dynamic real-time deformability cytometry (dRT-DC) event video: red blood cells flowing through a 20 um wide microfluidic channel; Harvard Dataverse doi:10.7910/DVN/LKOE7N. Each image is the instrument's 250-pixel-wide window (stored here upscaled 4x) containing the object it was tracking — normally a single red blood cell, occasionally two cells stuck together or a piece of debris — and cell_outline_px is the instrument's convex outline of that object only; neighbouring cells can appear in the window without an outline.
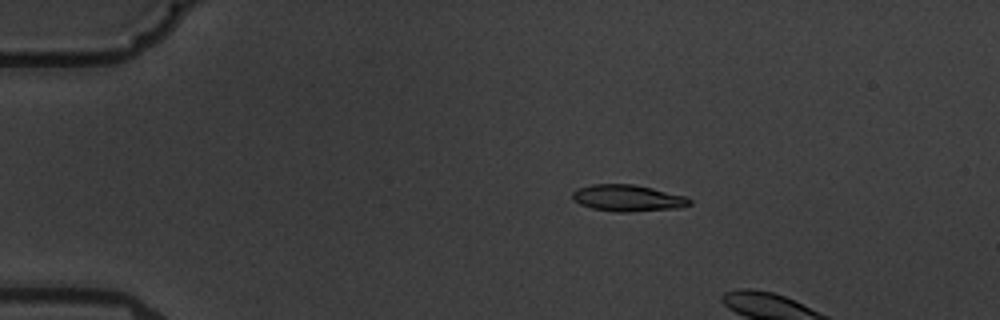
{"species": "common noctule bat (a hibernating species)", "species_latin": "Nyctalus noctula", "temperature_condition": "warm", "stored_images_in_passage": 2, "camera_frame_rate_fps": 3000, "um_per_image_px": 0.085, "animal": {"sex": "male", "body_mass_g": 19.5, "forearm_length_mm": 54.6}, "frame": {"image": 1, "passage_image": 1, "time_ms": 0.0, "image_size_px": [1000, 320], "cell_outline_px": [[692, 204], [680, 208], [628, 212], [616, 212], [592, 208], [580, 204], [572, 200], [572, 192], [576, 188], [592, 184], [632, 184], [652, 188], [684, 196], [692, 200]], "centroid_in_image_um": [53.33, 16.84], "position_along_channel_um": 31.7, "area_um2": 18.21}}